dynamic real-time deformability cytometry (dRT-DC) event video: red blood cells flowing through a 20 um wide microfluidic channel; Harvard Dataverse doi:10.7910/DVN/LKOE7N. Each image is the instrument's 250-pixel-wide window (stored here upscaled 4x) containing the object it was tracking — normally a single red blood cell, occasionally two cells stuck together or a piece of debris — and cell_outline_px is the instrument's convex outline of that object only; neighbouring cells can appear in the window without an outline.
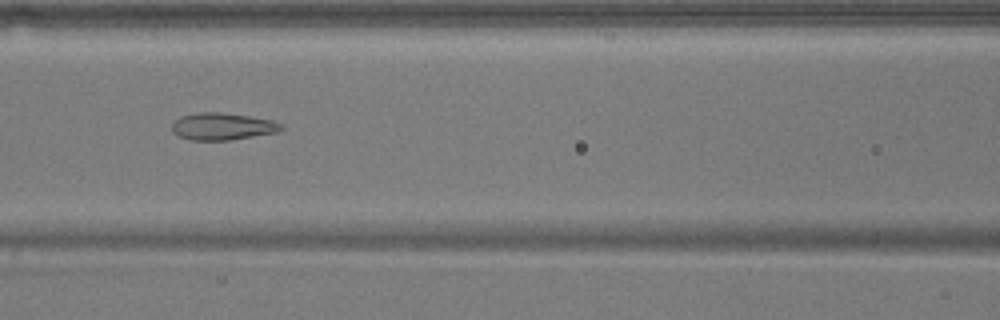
{"species": "common noctule bat (a hibernating species)", "species_latin": "Nyctalus noctula", "temperature_condition": "warm", "stored_images_in_passage": 8, "camera_frame_rate_fps": 3000, "um_per_image_px": 0.085, "animal": {"sex": "male", "body_mass_g": 17.9}, "frame": {"image": 1, "passage_image": 6, "time_ms": 6.667, "image_size_px": [1000, 320], "cell_outline_px": [[284, 128], [276, 132], [232, 140], [188, 140], [176, 136], [172, 132], [172, 124], [180, 116], [196, 112], [220, 112], [248, 116], [272, 120], [280, 124]], "centroid_in_image_um": [18.84, 10.75], "position_along_channel_um": 147.8, "area_um2": 17.34}}
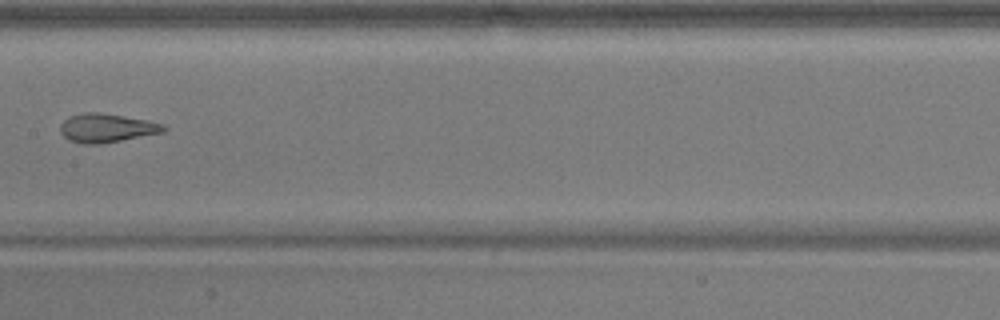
{"frame": {"image": 2, "passage_image": 7, "time_ms": 8.0, "image_size_px": [1000, 320], "cell_outline_px": [[168, 128], [164, 132], [100, 144], [84, 144], [68, 140], [60, 132], [60, 124], [68, 116], [84, 112], [100, 112], [148, 120], [164, 124]], "centroid_in_image_um": [9.06, 10.87], "position_along_channel_um": 198.3, "area_um2": 17.46}}